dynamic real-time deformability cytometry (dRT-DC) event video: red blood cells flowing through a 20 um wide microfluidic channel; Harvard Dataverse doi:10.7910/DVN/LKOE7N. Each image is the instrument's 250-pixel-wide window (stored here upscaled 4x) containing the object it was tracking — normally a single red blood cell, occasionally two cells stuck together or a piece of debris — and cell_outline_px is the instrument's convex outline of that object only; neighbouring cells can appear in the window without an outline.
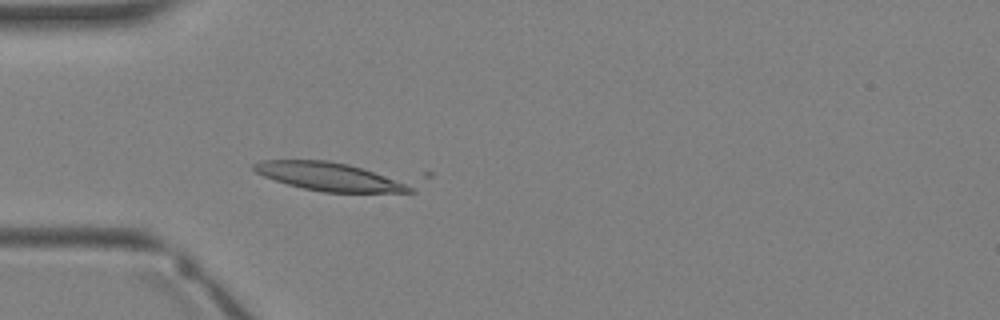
{"species": "Egyptian fruit bat (a non-hibernating species)", "species_latin": "Rousettus aegyptiacus", "temperature_condition": "warm", "stored_images_in_passage": 3, "camera_frame_rate_fps": 3000, "um_per_image_px": 0.085, "animal": {"sex": "female"}, "frame": {"image": 1, "passage_image": 3, "time_ms": 2.333, "image_size_px": [1000, 320], "cell_outline_px": [[416, 192], [324, 192], [304, 188], [288, 184], [264, 176], [256, 172], [252, 168], [252, 164], [260, 160], [328, 160], [348, 164], [416, 184]], "centroid_in_image_um": [28.08, 15.01], "position_along_channel_um": 56.9, "area_um2": 25.89}}